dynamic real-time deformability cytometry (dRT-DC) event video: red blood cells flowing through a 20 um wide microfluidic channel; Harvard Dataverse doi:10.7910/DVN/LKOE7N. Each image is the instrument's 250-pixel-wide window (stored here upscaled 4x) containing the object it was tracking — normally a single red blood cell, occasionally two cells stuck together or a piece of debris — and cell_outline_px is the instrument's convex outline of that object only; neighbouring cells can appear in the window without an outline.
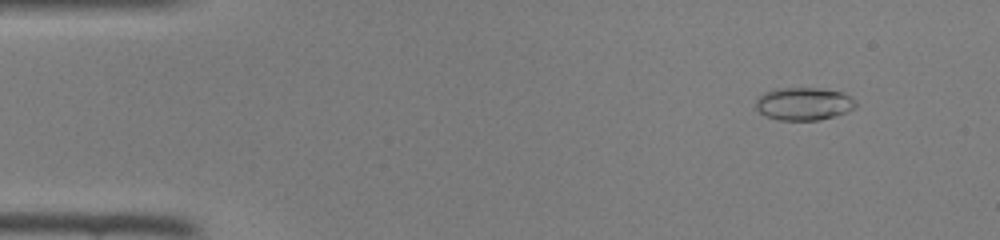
{"species": "common noctule bat (a hibernating species)", "species_latin": "Nyctalus noctula", "temperature_condition": "room temperature", "stored_images_in_passage": 47, "camera_frame_rate_fps": 3000, "um_per_image_px": 0.085, "animal": {"sex": "female", "body_mass_g": 22.0, "forearm_length_mm": 56.7}, "frame": {"image": 1, "passage_image": 5, "time_ms": 1.333, "image_size_px": [1000, 240], "cell_outline_px": [[856, 108], [836, 116], [820, 120], [780, 120], [764, 116], [756, 108], [756, 100], [764, 92], [776, 88], [820, 88], [844, 92], [852, 96], [856, 104]], "centroid_in_image_um": [68.35, 8.82], "position_along_channel_um": 16.7, "area_um2": 19.36}}
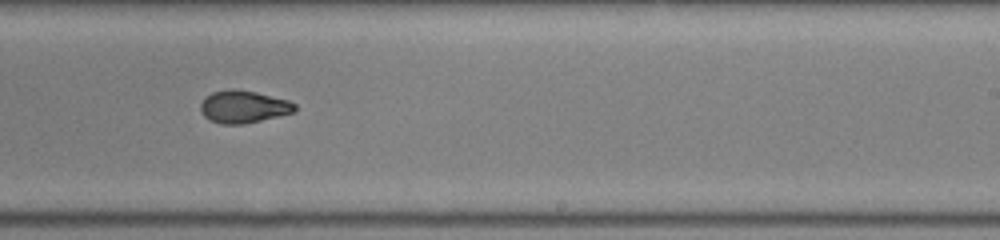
{"frame": {"image": 2, "passage_image": 29, "time_ms": 9.333, "image_size_px": [1000, 240], "cell_outline_px": [[296, 108], [292, 112], [244, 124], [220, 124], [208, 120], [204, 116], [200, 108], [200, 104], [204, 96], [212, 92], [232, 88], [236, 88], [256, 92], [288, 100], [296, 104]], "centroid_in_image_um": [20.63, 9.06], "position_along_channel_um": 268.4, "area_um2": 17.86}}
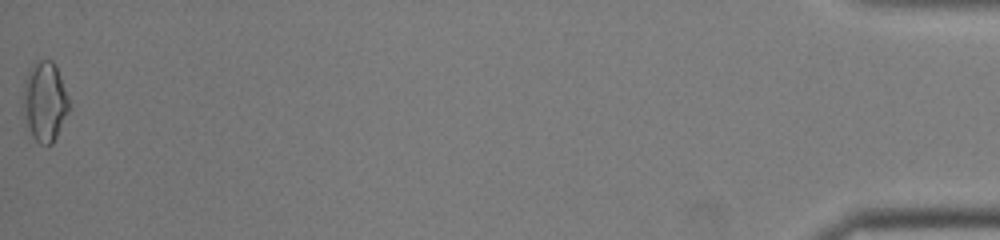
{"frame": {"image": 3, "passage_image": 47, "time_ms": 15.333, "image_size_px": [1000, 240], "cell_outline_px": [[68, 112], [52, 144], [40, 144], [32, 136], [28, 124], [24, 108], [24, 84], [28, 68], [36, 60], [52, 60], [56, 64], [68, 96]], "centroid_in_image_um": [3.82, 8.57], "position_along_channel_um": 431.4, "area_um2": 20.92}}